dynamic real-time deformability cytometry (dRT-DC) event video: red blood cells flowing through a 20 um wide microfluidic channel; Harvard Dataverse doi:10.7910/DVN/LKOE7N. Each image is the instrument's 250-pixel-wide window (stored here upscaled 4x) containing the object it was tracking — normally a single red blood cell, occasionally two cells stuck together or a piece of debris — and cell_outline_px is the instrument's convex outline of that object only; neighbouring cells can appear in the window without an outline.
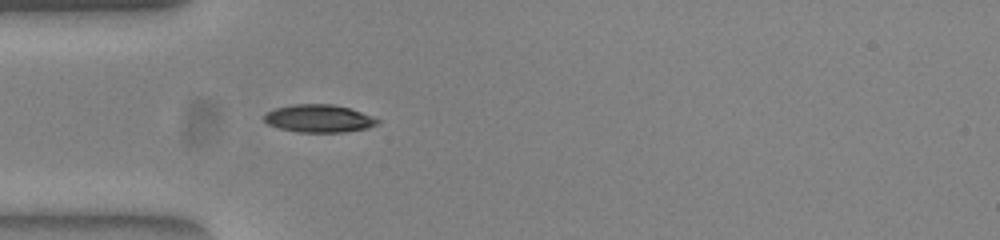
{"species": "common noctule bat (a hibernating species)", "species_latin": "Nyctalus noctula", "temperature_condition": "warm", "stored_images_in_passage": 31, "camera_frame_rate_fps": 3000, "um_per_image_px": 0.085, "animal": {"sex": "female", "body_mass_g": 23.0, "forearm_length_mm": 53.4}, "frame": {"image": 1, "passage_image": 1, "time_ms": 0.0, "image_size_px": [1000, 240], "cell_outline_px": [[380, 124], [368, 128], [344, 132], [296, 132], [280, 128], [268, 124], [264, 120], [264, 112], [276, 108], [292, 104], [332, 104], [348, 108], [360, 112], [380, 120]], "centroid_in_image_um": [27.09, 10.07], "position_along_channel_um": 57.9, "area_um2": 18.32}}
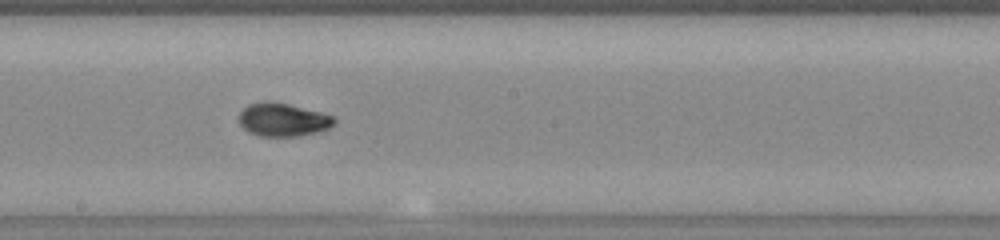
{"frame": {"image": 2, "passage_image": 14, "time_ms": 4.333, "image_size_px": [1000, 240], "cell_outline_px": [[336, 124], [328, 128], [316, 132], [300, 136], [260, 136], [248, 132], [240, 124], [240, 112], [248, 104], [268, 100], [288, 104], [336, 116]], "centroid_in_image_um": [24.07, 10.17], "position_along_channel_um": 224.1, "area_um2": 18.5}}
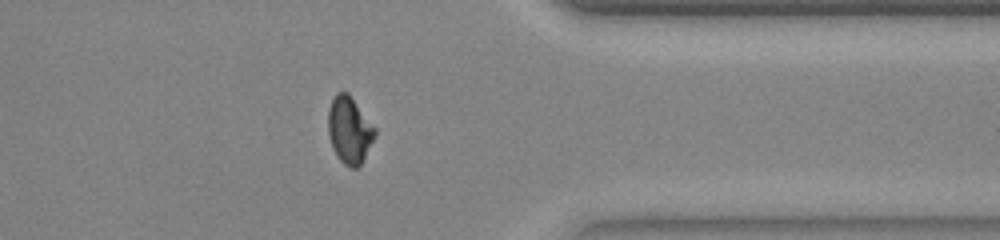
{"frame": {"image": 3, "passage_image": 27, "time_ms": 8.667, "image_size_px": [1000, 240], "cell_outline_px": [[376, 132], [360, 164], [356, 168], [352, 168], [344, 164], [336, 156], [332, 148], [328, 132], [328, 108], [336, 92], [348, 92], [376, 128]], "centroid_in_image_um": [29.67, 11.03], "position_along_channel_um": 381.7, "area_um2": 18.03}, "authors_computed_cell_mechanics": {"area_um2": 18.3226, "velocity_mm_per_s": 3.9096, "shape_relaxation_time_tau1_ms": 6.5939, "shape_relaxation_time_tau2_ms": 0.9664, "deformation_change_tau1": 0.2107, "deformation_change_tau2": 0.0438}}